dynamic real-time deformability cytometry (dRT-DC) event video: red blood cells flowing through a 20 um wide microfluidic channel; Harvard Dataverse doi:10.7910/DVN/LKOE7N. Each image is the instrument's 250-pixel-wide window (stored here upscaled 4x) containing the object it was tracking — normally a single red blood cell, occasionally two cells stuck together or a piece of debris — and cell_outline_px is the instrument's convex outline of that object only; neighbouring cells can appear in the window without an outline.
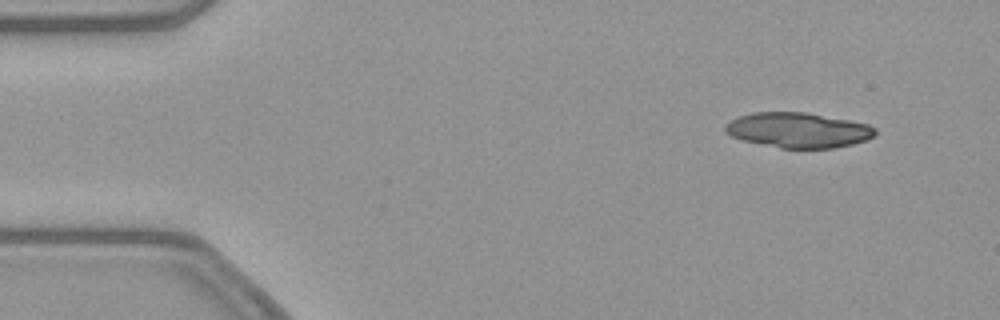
{"species": "common noctule bat (a hibernating species)", "species_latin": "Nyctalus noctula", "temperature_condition": "warm", "stored_images_in_passage": 53, "segment_of_instrument_passage": [1, 2], "camera_frame_rate_fps": 3000, "um_per_image_px": 0.085, "animal": {"sex": "female", "body_mass_g": 21.9}, "frame": {"image": 1, "passage_image": 5, "time_ms": 1.333, "image_size_px": [1000, 320], "cell_outline_px": [[876, 132], [868, 140], [836, 148], [780, 148], [744, 140], [732, 136], [724, 132], [724, 124], [740, 116], [752, 112], [804, 112], [848, 120], [868, 124], [876, 128]], "centroid_in_image_um": [67.84, 11.06], "position_along_channel_um": 17.2, "area_um2": 30.58}}